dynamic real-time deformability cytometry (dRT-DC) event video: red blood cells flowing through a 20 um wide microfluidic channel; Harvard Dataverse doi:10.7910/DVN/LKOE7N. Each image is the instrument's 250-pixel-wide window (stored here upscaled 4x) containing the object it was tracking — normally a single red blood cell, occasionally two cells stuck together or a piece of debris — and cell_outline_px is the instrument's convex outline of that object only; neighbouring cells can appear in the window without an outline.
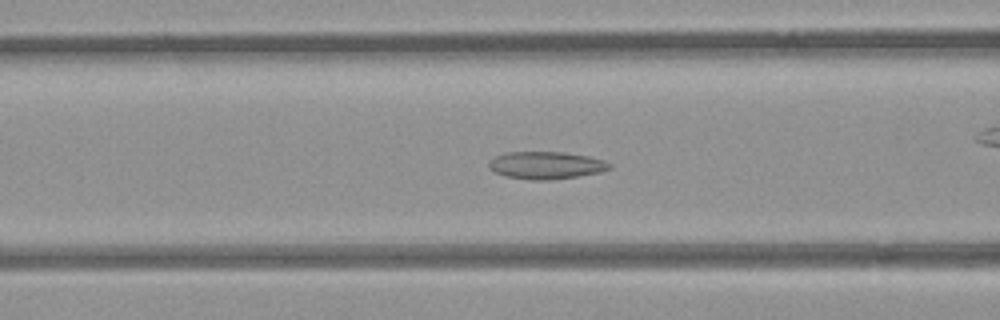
{"species": "common noctule bat (a hibernating species)", "species_latin": "Nyctalus noctula", "temperature_condition": "room temperature", "stored_images_in_passage": 54, "camera_frame_rate_fps": 3000, "um_per_image_px": 0.085, "animal": {"sex": "female", "body_mass_g": 21.9}, "frame": {"image": 1, "passage_image": 21, "time_ms": 6.667, "image_size_px": [1000, 320], "cell_outline_px": [[612, 168], [600, 172], [576, 176], [548, 180], [532, 180], [504, 176], [488, 168], [488, 160], [504, 152], [564, 152], [588, 156], [604, 160], [612, 164]], "centroid_in_image_um": [46.39, 14.04], "position_along_channel_um": 120.2, "area_um2": 19.36}}
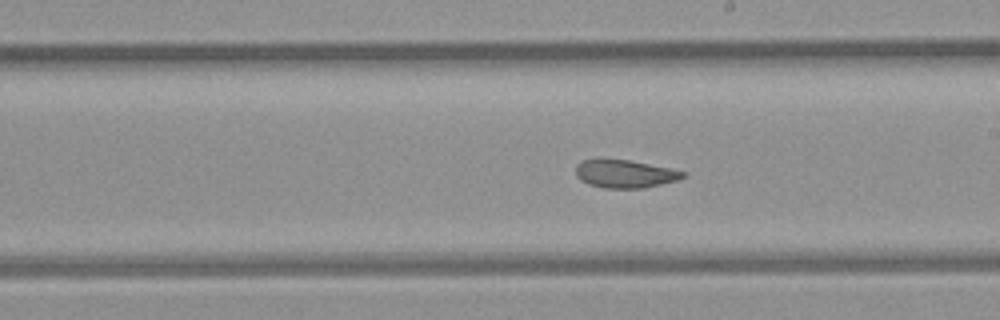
{"frame": {"image": 2, "passage_image": 30, "time_ms": 9.667, "image_size_px": [1000, 320], "cell_outline_px": [[688, 176], [680, 180], [644, 188], [604, 188], [588, 184], [580, 180], [576, 176], [576, 164], [584, 160], [628, 160], [672, 168], [688, 172]], "centroid_in_image_um": [53.2, 14.79], "position_along_channel_um": 235.8, "area_um2": 17.63}}
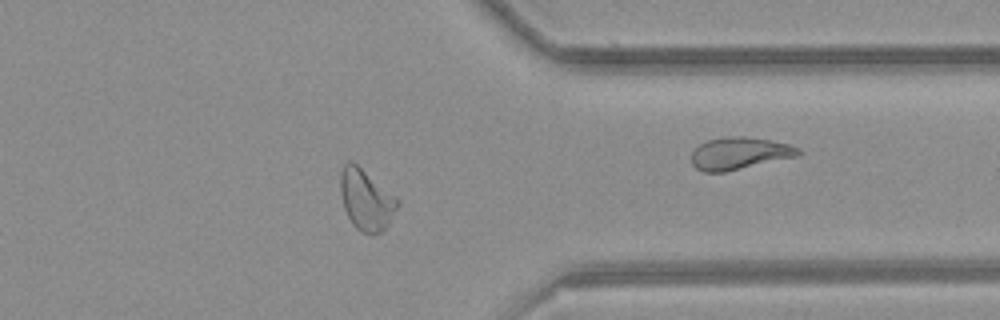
{"frame": {"image": 3, "passage_image": 42, "time_ms": 13.667, "image_size_px": [1000, 320], "cell_outline_px": [[400, 204], [388, 224], [380, 232], [372, 236], [360, 232], [352, 224], [344, 208], [340, 192], [340, 172], [344, 164], [348, 160], [356, 164], [400, 200]], "centroid_in_image_um": [31.11, 17.01], "position_along_channel_um": 380.3, "area_um2": 20.23}, "authors_computed_cell_mechanics": {"area_um2": 20.3745, "velocity_mm_per_s": 3.8498, "shape_relaxation_time_tau1_ms": null, "shape_relaxation_time_tau2_ms": 1.9751, "deformation_change_tau1": null, "deformation_change_tau2": 0.0771}}